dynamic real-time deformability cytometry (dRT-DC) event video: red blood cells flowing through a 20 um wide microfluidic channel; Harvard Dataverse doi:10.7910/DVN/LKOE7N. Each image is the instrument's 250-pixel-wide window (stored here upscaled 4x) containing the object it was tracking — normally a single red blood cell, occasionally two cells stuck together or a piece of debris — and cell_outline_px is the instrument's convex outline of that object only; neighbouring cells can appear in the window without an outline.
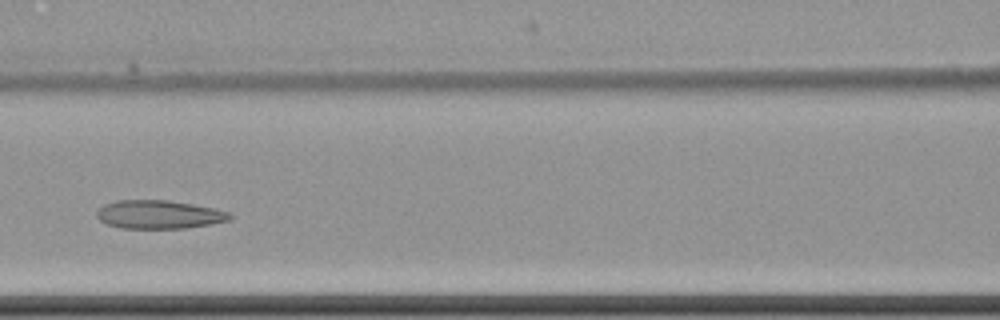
{"species": "common noctule bat (a hibernating species)", "species_latin": "Nyctalus noctula", "temperature_condition": "cold", "stored_images_in_passage": 4, "camera_frame_rate_fps": 3000, "um_per_image_px": 0.085, "animal": {"sex": "female", "body_mass_g": 22.7, "forearm_length_mm": 54.2}, "frame": {"image": 1, "passage_image": 4, "time_ms": 3.667, "image_size_px": [1000, 320], "cell_outline_px": [[232, 216], [228, 220], [212, 224], [184, 228], [124, 228], [108, 224], [100, 220], [96, 216], [96, 212], [104, 204], [116, 200], [168, 200], [216, 208], [228, 212]], "centroid_in_image_um": [13.51, 18.22], "position_along_channel_um": 153.1, "area_um2": 21.96}}